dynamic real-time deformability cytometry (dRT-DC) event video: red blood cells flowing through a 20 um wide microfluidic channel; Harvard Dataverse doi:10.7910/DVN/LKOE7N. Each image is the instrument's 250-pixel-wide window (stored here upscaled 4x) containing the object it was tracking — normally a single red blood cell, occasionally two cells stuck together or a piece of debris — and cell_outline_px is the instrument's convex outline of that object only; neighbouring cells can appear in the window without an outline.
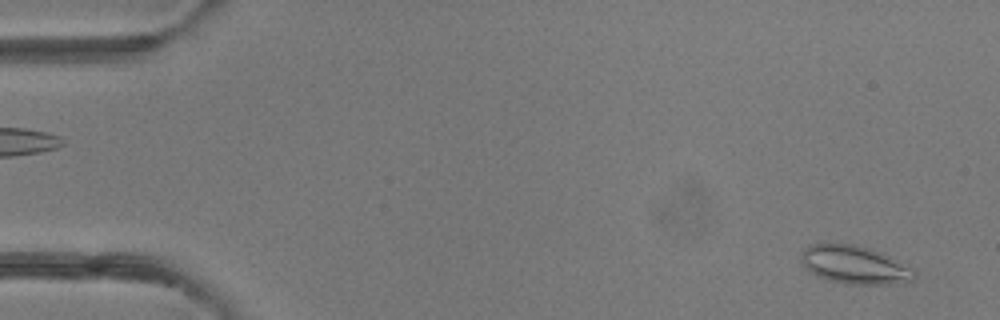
{"species": "common noctule bat (a hibernating species)", "species_latin": "Nyctalus noctula", "temperature_condition": "room temperature", "stored_images_in_passage": 6, "camera_frame_rate_fps": 3000, "um_per_image_px": 0.085, "animal": {"sex": "female"}, "frame": {"image": 1, "passage_image": 6, "time_ms": 5.667, "image_size_px": [1000, 320], "cell_outline_px": [[916, 280], [912, 284], [848, 284], [828, 280], [816, 276], [800, 260], [800, 252], [808, 244], [852, 244], [868, 248], [880, 252], [916, 268]], "centroid_in_image_um": [72.74, 22.53], "position_along_channel_um": 12.3, "area_um2": 25.66}}